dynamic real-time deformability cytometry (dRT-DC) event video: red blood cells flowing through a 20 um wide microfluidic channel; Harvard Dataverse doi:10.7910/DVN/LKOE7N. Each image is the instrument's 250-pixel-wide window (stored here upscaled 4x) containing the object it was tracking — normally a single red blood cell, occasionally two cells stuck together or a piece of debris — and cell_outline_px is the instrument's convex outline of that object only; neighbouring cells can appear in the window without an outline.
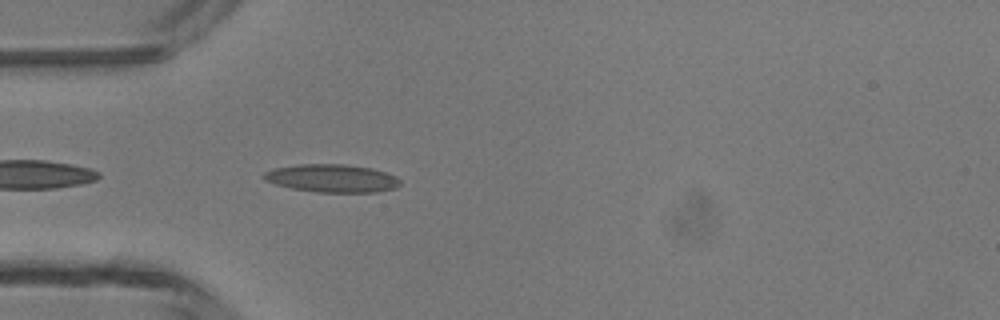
{"species": "common noctule bat (a hibernating species)", "species_latin": "Nyctalus noctula", "temperature_condition": "room temperature", "stored_images_in_passage": 31, "camera_frame_rate_fps": 3000, "um_per_image_px": 0.085, "animal": {"sex": "male", "body_mass_g": 13.3}, "frame": {"image": 1, "passage_image": 2, "time_ms": 0.333, "image_size_px": [1000, 320], "cell_outline_px": [[400, 184], [396, 188], [376, 192], [316, 192], [292, 188], [276, 184], [264, 180], [260, 176], [264, 172], [276, 168], [296, 164], [344, 164], [372, 168], [396, 176], [400, 180]], "centroid_in_image_um": [28.2, 15.15], "position_along_channel_um": 56.8, "area_um2": 22.25}}
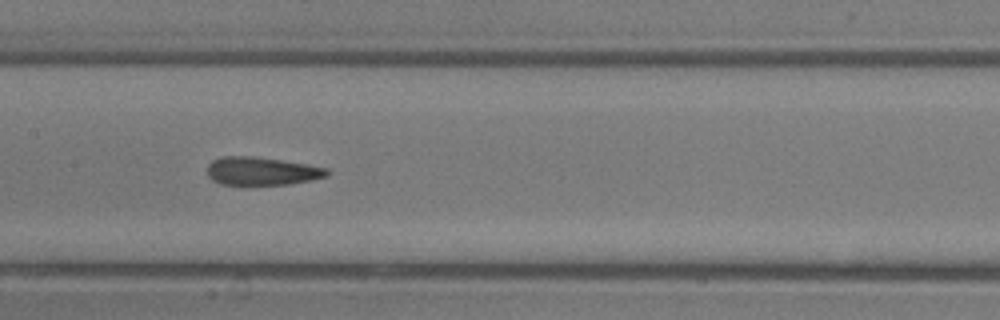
{"frame": {"image": 2, "passage_image": 11, "time_ms": 3.333, "image_size_px": [1000, 320], "cell_outline_px": [[328, 176], [312, 180], [288, 184], [240, 188], [220, 184], [212, 180], [208, 176], [208, 164], [212, 160], [220, 156], [256, 156], [308, 164], [328, 168]], "centroid_in_image_um": [22.2, 14.59], "position_along_channel_um": 185.2, "area_um2": 20.69}}
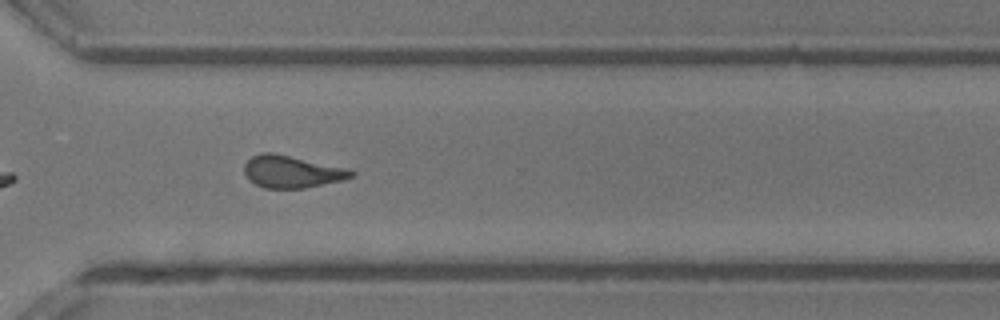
{"frame": {"image": 3, "passage_image": 22, "time_ms": 7.0, "image_size_px": [1000, 320], "cell_outline_px": [[356, 172], [352, 176], [340, 180], [304, 188], [264, 188], [248, 180], [244, 172], [244, 164], [252, 156], [260, 152], [272, 152], [348, 168]], "centroid_in_image_um": [24.76, 14.58], "position_along_channel_um": 345.8, "area_um2": 20.0}, "authors_computed_cell_mechanics": {"area_um2": 20.1144, "velocity_mm_per_s": 4.4097, "shape_relaxation_time_tau1_ms": null, "shape_relaxation_time_tau2_ms": 2.2582, "deformation_change_tau1": null, "deformation_change_tau2": 0.1081}}